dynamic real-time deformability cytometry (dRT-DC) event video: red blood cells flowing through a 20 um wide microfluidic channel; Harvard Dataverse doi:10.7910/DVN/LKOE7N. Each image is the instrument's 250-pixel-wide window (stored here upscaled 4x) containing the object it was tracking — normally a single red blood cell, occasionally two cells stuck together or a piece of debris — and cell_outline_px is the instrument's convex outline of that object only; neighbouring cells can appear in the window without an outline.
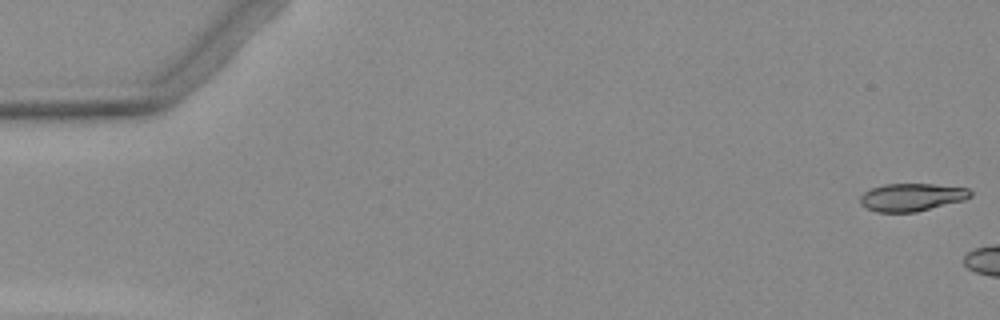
{"species": "Egyptian fruit bat (a non-hibernating species)", "species_latin": "Rousettus aegyptiacus", "temperature_condition": "warm", "stored_images_in_passage": 2, "camera_frame_rate_fps": 3000, "um_per_image_px": 0.085, "animal": {"sex": "female"}, "frame": {"image": 1, "passage_image": 1, "time_ms": 0.0, "image_size_px": [1000, 320], "cell_outline_px": [[972, 196], [964, 200], [916, 212], [876, 212], [864, 208], [860, 204], [860, 196], [864, 192], [872, 188], [884, 184], [932, 184], [968, 188], [972, 192]], "centroid_in_image_um": [77.47, 16.77], "position_along_channel_um": 7.5, "area_um2": 17.92}}